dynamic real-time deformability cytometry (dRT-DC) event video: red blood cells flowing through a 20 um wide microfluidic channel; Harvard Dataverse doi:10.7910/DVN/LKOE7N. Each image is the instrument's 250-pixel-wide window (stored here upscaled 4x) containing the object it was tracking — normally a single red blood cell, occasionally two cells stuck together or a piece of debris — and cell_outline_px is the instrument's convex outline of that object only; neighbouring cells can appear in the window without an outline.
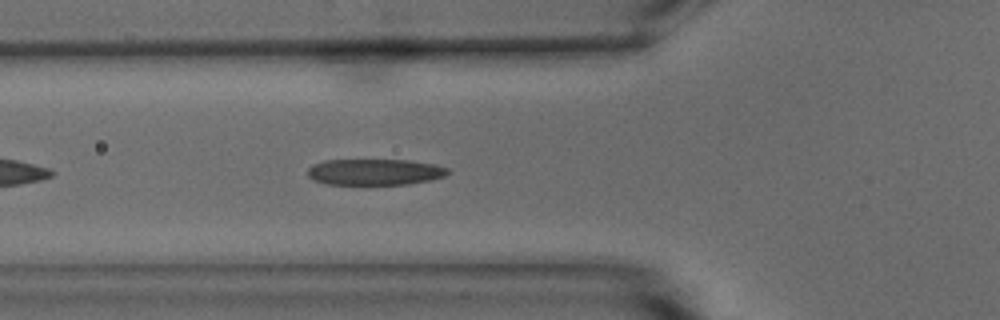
{"species": "common noctule bat (a hibernating species)", "species_latin": "Nyctalus noctula", "temperature_condition": "warm", "stored_images_in_passage": 38, "camera_frame_rate_fps": 3000, "um_per_image_px": 0.085, "animal": {"sex": "male", "body_mass_g": 15.6}, "frame": {"image": 1, "passage_image": 6, "time_ms": 1.667, "image_size_px": [1000, 320], "cell_outline_px": [[452, 172], [444, 176], [432, 180], [408, 184], [328, 184], [312, 180], [308, 176], [308, 168], [312, 164], [324, 160], [408, 160], [436, 164], [448, 168]], "centroid_in_image_um": [31.88, 14.61], "position_along_channel_um": 93.9, "area_um2": 21.56}}
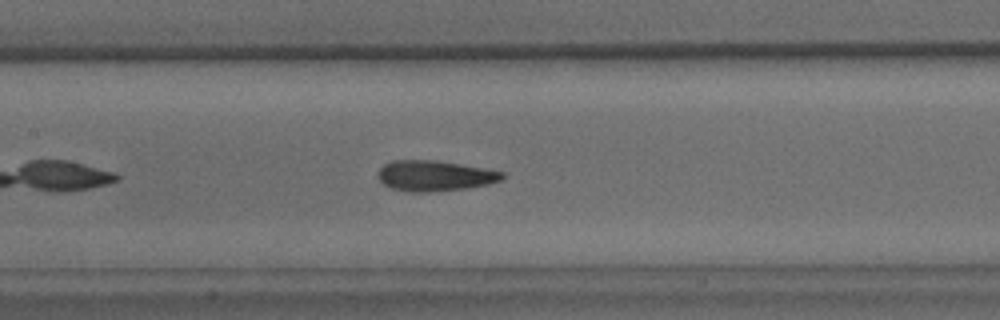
{"frame": {"image": 2, "passage_image": 12, "time_ms": 3.667, "image_size_px": [1000, 320], "cell_outline_px": [[504, 176], [500, 180], [488, 184], [464, 188], [428, 192], [408, 192], [392, 188], [384, 184], [376, 176], [380, 168], [384, 164], [392, 160], [436, 160], [484, 168], [504, 172]], "centroid_in_image_um": [36.91, 14.93], "position_along_channel_um": 170.5, "area_um2": 22.02}, "authors_computed_cell_mechanics": {"area_um2": 22.4842, "velocity_mm_per_s": 3.7864, "shape_relaxation_time_tau1_ms": 4.5772, "shape_relaxation_time_tau2_ms": 1.5265, "deformation_change_tau1": 0.186, "deformation_change_tau2": 0.0864}}